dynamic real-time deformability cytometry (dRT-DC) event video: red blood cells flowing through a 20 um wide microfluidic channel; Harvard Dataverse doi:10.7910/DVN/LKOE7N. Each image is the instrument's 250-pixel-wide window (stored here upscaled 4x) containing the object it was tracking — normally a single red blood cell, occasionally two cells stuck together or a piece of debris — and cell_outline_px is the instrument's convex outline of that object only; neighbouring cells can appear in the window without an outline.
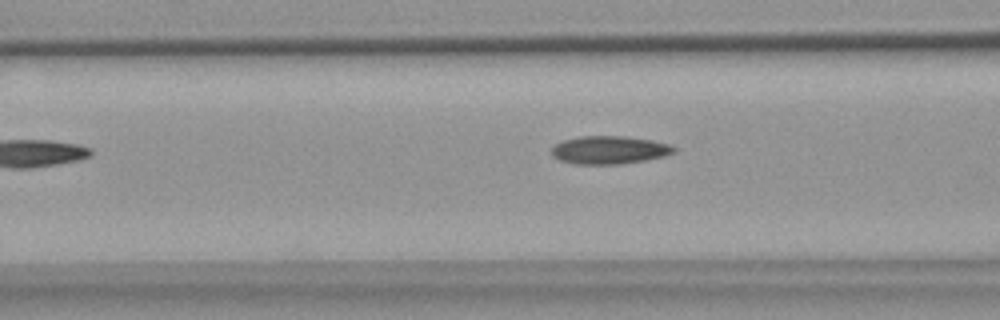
{"species": "common noctule bat (a hibernating species)", "species_latin": "Nyctalus noctula", "temperature_condition": "warm", "stored_images_in_passage": 33, "camera_frame_rate_fps": 3000, "um_per_image_px": 0.085, "animal": {"sex": "female", "body_mass_g": 18.4}, "frame": {"image": 1, "passage_image": 6, "time_ms": 1.667, "image_size_px": [1000, 320], "cell_outline_px": [[676, 152], [664, 156], [644, 160], [616, 164], [572, 164], [560, 160], [552, 156], [552, 148], [556, 144], [564, 140], [580, 136], [624, 136], [652, 140], [672, 144], [676, 148]], "centroid_in_image_um": [51.81, 12.74], "position_along_channel_um": 114.8, "area_um2": 20.0}}
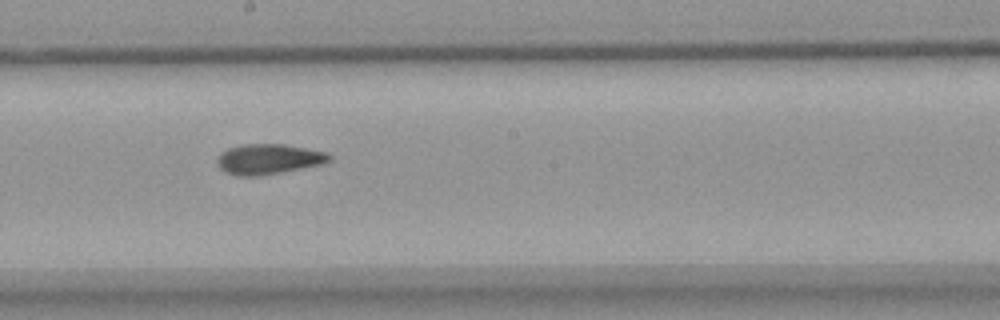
{"frame": {"image": 2, "passage_image": 15, "time_ms": 4.667, "image_size_px": [1000, 320], "cell_outline_px": [[332, 160], [320, 164], [300, 168], [256, 176], [240, 176], [228, 172], [220, 168], [216, 164], [216, 160], [220, 152], [228, 148], [244, 144], [284, 144], [328, 152], [332, 156]], "centroid_in_image_um": [22.81, 13.5], "position_along_channel_um": 225.4, "area_um2": 19.59}}
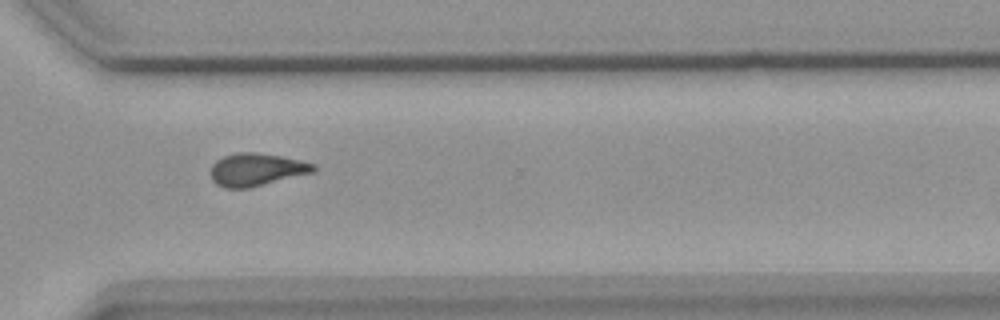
{"frame": {"image": 3, "passage_image": 25, "time_ms": 8.0, "image_size_px": [1000, 320], "cell_outline_px": [[316, 168], [312, 172], [248, 188], [228, 188], [216, 184], [212, 180], [208, 172], [212, 164], [216, 160], [224, 156], [236, 152], [256, 152], [280, 156], [300, 160], [316, 164]], "centroid_in_image_um": [21.73, 14.4], "position_along_channel_um": 348.9, "area_um2": 19.54}}